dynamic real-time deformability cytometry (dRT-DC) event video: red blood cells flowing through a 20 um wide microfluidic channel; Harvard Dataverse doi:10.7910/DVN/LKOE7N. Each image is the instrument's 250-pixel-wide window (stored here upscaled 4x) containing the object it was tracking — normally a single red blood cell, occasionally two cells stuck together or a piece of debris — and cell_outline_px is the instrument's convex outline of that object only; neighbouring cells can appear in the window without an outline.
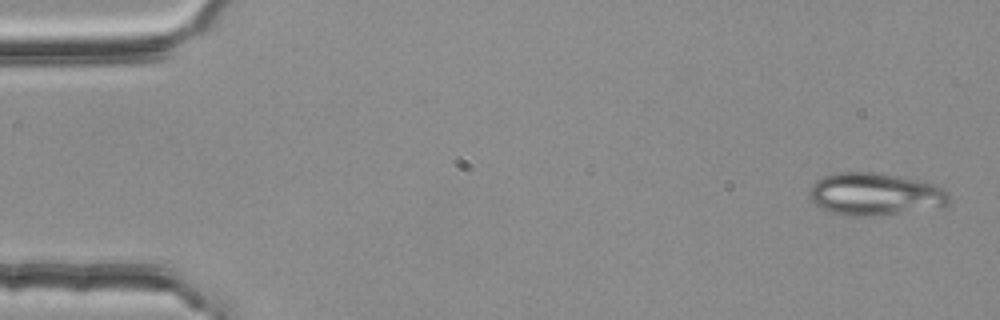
{"species": "common noctule bat (a hibernating species)", "species_latin": "Nyctalus noctula", "temperature_condition": "room temperature", "stored_images_in_passage": 4, "camera_frame_rate_fps": 3000, "um_per_image_px": 0.085, "animal": {"sex": "female", "body_mass_g": 25.1}, "frame": {"image": 1, "passage_image": 1, "time_ms": 0.0, "image_size_px": [1000, 320], "cell_outline_px": [[952, 200], [948, 204], [940, 208], [864, 216], [852, 216], [832, 212], [816, 204], [808, 196], [808, 192], [812, 184], [816, 180], [824, 176], [840, 172], [872, 172], [924, 180], [948, 192]], "centroid_in_image_um": [74.41, 16.49], "position_along_channel_um": 10.6, "area_um2": 34.51}}